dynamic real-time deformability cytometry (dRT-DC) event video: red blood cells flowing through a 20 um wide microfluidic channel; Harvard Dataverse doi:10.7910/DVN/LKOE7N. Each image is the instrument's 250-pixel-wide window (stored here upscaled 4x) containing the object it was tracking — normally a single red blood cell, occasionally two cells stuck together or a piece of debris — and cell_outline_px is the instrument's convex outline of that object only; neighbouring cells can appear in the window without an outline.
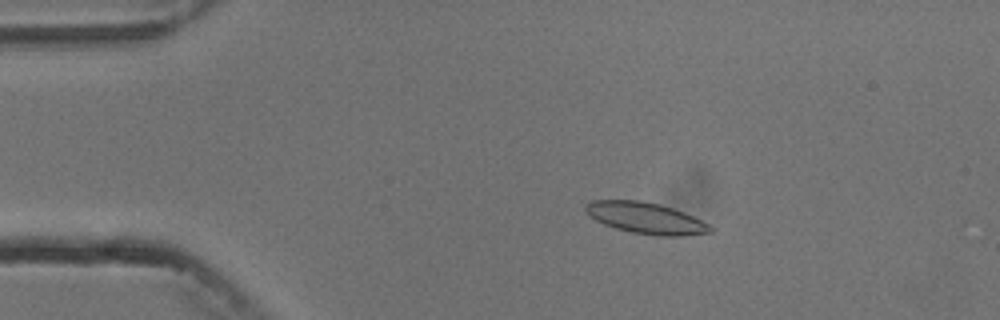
{"species": "common noctule bat (a hibernating species)", "species_latin": "Nyctalus noctula", "temperature_condition": "cold", "stored_images_in_passage": 4, "camera_frame_rate_fps": 3000, "um_per_image_px": 0.085, "animal": {"sex": "male", "body_mass_g": 13.3}, "frame": {"image": 1, "passage_image": 2, "time_ms": 1.333, "image_size_px": [1000, 320], "cell_outline_px": [[716, 228], [712, 232], [684, 236], [656, 236], [632, 232], [616, 228], [604, 224], [588, 216], [584, 212], [584, 204], [592, 200], [640, 200], [660, 204], [684, 212]], "centroid_in_image_um": [54.87, 18.53], "position_along_channel_um": 30.1, "area_um2": 22.95}}